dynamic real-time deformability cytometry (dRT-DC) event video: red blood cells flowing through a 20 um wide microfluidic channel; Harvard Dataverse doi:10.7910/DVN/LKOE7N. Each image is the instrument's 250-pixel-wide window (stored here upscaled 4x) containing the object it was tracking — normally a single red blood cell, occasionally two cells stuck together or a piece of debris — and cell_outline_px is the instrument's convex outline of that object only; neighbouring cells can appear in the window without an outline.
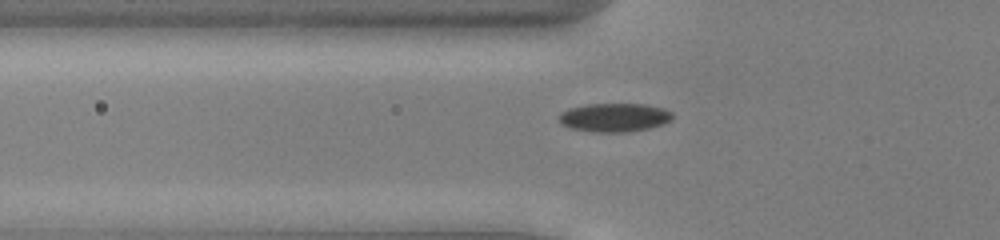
{"species": "common noctule bat (a hibernating species)", "species_latin": "Nyctalus noctula", "temperature_condition": "cold", "stored_images_in_passage": 43, "camera_frame_rate_fps": 3000, "um_per_image_px": 0.085, "animal": {"sex": "male", "body_mass_g": 13.0, "forearm_length_mm": 53.1}, "frame": {"image": 1, "passage_image": 9, "time_ms": 2.667, "image_size_px": [1000, 240], "cell_outline_px": [[672, 120], [664, 124], [648, 128], [628, 132], [596, 132], [572, 128], [560, 124], [556, 116], [560, 112], [568, 108], [588, 104], [644, 104], [664, 108], [672, 112]], "centroid_in_image_um": [52.2, 9.98], "position_along_channel_um": 73.6, "area_um2": 19.13}}
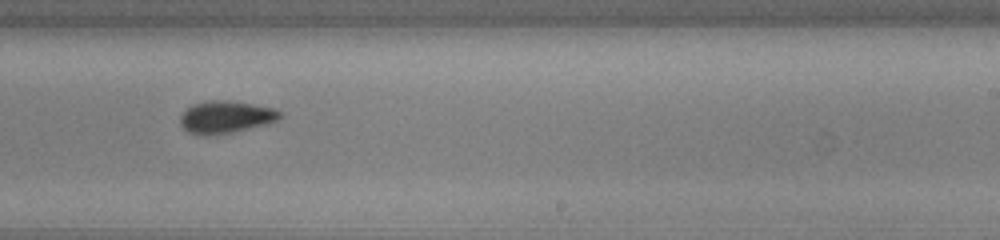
{"frame": {"image": 2, "passage_image": 24, "time_ms": 7.667, "image_size_px": [1000, 240], "cell_outline_px": [[280, 116], [276, 120], [268, 124], [232, 132], [208, 136], [200, 136], [188, 132], [180, 124], [180, 116], [192, 104], [212, 100], [224, 100], [252, 104], [272, 108], [280, 112]], "centroid_in_image_um": [19.14, 9.96], "position_along_channel_um": 269.9, "area_um2": 18.61}}
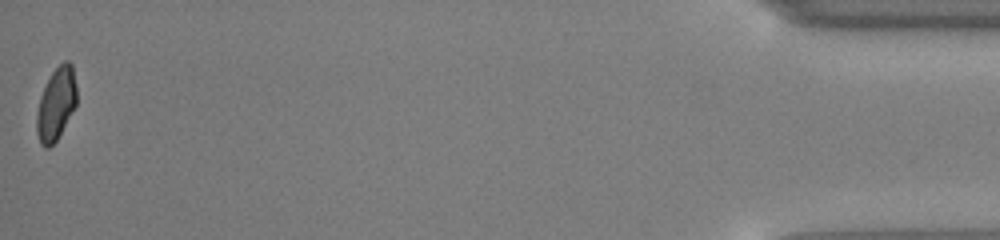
{"frame": {"image": 3, "passage_image": 43, "time_ms": 14.0, "image_size_px": [1000, 240], "cell_outline_px": [[76, 104], [56, 140], [48, 148], [44, 148], [40, 144], [36, 132], [36, 112], [40, 96], [52, 72], [64, 60], [68, 60], [72, 64], [76, 88]], "centroid_in_image_um": [4.75, 8.84], "position_along_channel_um": 430.5, "area_um2": 16.7}, "authors_computed_cell_mechanics": {"area_um2": 18.1492, "velocity_mm_per_s": 3.9384, "shape_relaxation_time_tau1_ms": 2.1879, "shape_relaxation_time_tau2_ms": null, "deformation_change_tau1": 0.0809, "deformation_change_tau2": null}}